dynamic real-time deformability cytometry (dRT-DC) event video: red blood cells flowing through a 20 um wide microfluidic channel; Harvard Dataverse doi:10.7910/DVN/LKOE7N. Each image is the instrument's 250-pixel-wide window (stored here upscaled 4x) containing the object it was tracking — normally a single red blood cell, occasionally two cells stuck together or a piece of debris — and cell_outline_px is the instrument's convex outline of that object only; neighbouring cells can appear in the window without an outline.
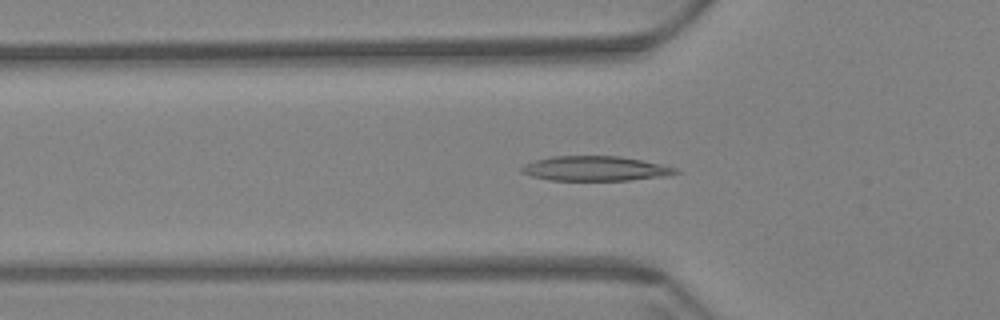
{"species": "Egyptian fruit bat (a non-hibernating species)", "species_latin": "Rousettus aegyptiacus", "temperature_condition": "warm", "stored_images_in_passage": 61, "segment_of_instrument_passage": [1, 2], "camera_frame_rate_fps": 3000, "um_per_image_px": 0.085, "animal": {"sex": "female"}, "frame": {"image": 1, "passage_image": 20, "time_ms": 6.333, "image_size_px": [1000, 320], "cell_outline_px": [[680, 172], [668, 176], [628, 180], [548, 180], [532, 176], [520, 172], [520, 168], [524, 164], [536, 160], [552, 156], [620, 156], [664, 164], [676, 168]], "centroid_in_image_um": [50.62, 14.32], "position_along_channel_um": 75.2, "area_um2": 22.31}}
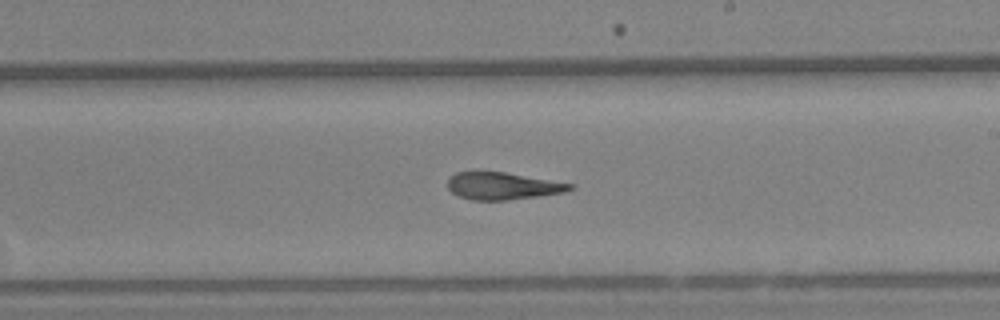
{"frame": {"image": 2, "passage_image": 35, "time_ms": 11.333, "image_size_px": [1000, 320], "cell_outline_px": [[576, 188], [564, 192], [536, 196], [504, 200], [472, 200], [460, 196], [452, 192], [448, 188], [448, 176], [456, 172], [504, 172], [576, 184]], "centroid_in_image_um": [42.74, 15.8], "position_along_channel_um": 246.3, "area_um2": 19.31}}
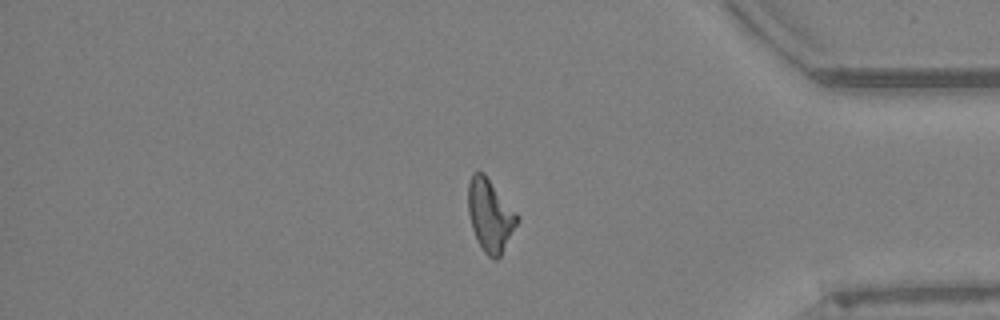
{"frame": {"image": 3, "passage_image": 50, "time_ms": 16.333, "image_size_px": [1000, 320], "cell_outline_px": [[520, 220], [500, 256], [496, 260], [492, 260], [484, 252], [472, 228], [468, 212], [468, 184], [472, 172], [484, 172], [520, 216]], "centroid_in_image_um": [41.68, 18.28], "position_along_channel_um": 393.5, "area_um2": 20.81}}